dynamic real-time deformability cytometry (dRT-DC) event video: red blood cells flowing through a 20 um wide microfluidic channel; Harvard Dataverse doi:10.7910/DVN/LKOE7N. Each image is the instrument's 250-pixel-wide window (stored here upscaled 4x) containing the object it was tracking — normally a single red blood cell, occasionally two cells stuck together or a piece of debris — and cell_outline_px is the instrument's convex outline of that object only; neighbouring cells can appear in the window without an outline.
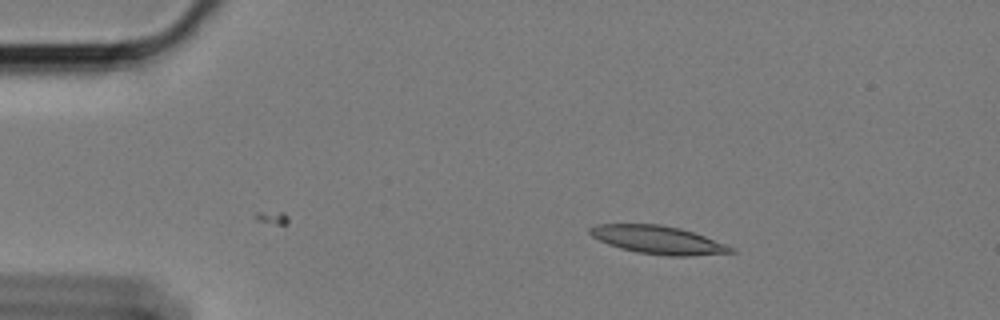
{"species": "Egyptian fruit bat (a non-hibernating species)", "species_latin": "Rousettus aegyptiacus", "temperature_condition": "cold", "stored_images_in_passage": 38, "camera_frame_rate_fps": 3000, "um_per_image_px": 0.085, "animal": {"sex": "female"}, "frame": {"image": 1, "passage_image": 1, "time_ms": 0.0, "image_size_px": [1000, 320], "cell_outline_px": [[736, 252], [692, 256], [668, 256], [636, 252], [620, 248], [608, 244], [592, 236], [588, 232], [588, 228], [596, 224], [660, 224], [680, 228], [704, 236], [736, 248]], "centroid_in_image_um": [55.94, 20.39], "position_along_channel_um": 29.1, "area_um2": 23.12}}
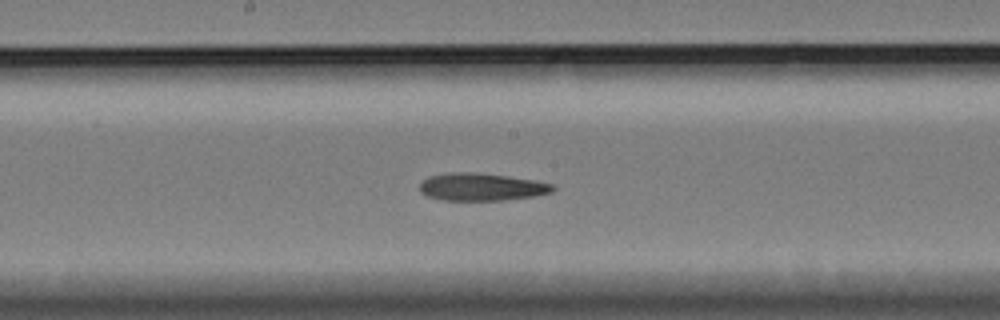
{"frame": {"image": 2, "passage_image": 22, "time_ms": 7.0, "image_size_px": [1000, 320], "cell_outline_px": [[556, 188], [552, 192], [532, 196], [504, 200], [444, 200], [428, 196], [420, 192], [420, 184], [428, 176], [452, 172], [476, 172], [508, 176], [556, 184]], "centroid_in_image_um": [40.94, 15.88], "position_along_channel_um": 207.3, "area_um2": 21.33}}
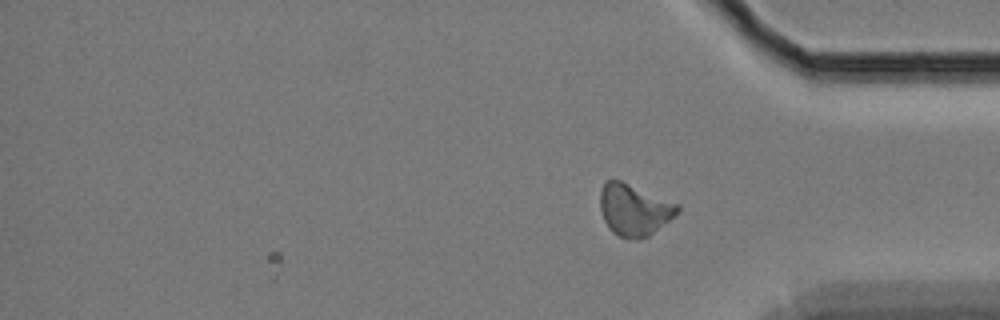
{"frame": {"image": 3, "passage_image": 38, "time_ms": 12.333, "image_size_px": [1000, 320], "cell_outline_px": [[680, 208], [668, 220], [648, 236], [640, 240], [628, 240], [612, 232], [608, 228], [604, 220], [600, 208], [600, 192], [604, 184], [608, 180], [620, 180], [680, 204]], "centroid_in_image_um": [53.87, 17.84], "position_along_channel_um": 381.3, "area_um2": 23.12}, "authors_computed_cell_mechanics": {"area_um2": 22.2241, "velocity_mm_per_s": 3.3879, "shape_relaxation_time_tau1_ms": null, "shape_relaxation_time_tau2_ms": 6.2069, "deformation_change_tau1": null, "deformation_change_tau2": 0.135}}